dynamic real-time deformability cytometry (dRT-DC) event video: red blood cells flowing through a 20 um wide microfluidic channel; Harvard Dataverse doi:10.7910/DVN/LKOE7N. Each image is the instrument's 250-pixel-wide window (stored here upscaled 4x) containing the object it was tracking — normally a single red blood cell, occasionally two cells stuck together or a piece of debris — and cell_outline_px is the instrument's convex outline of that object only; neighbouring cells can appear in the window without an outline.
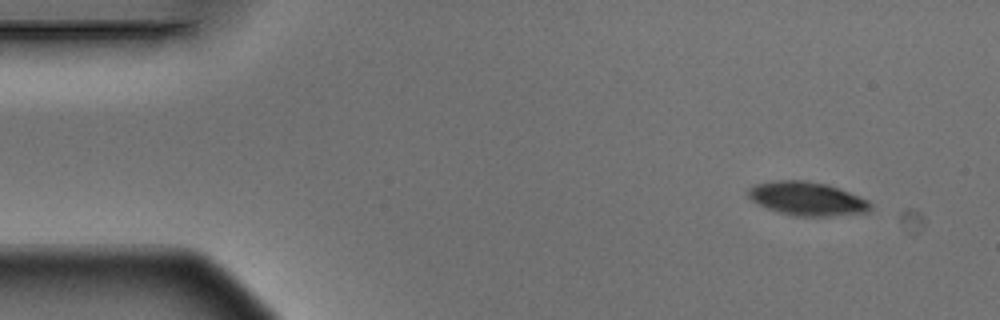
{"species": "Egyptian fruit bat (a non-hibernating species)", "species_latin": "Rousettus aegyptiacus", "temperature_condition": "warm", "stored_images_in_passage": 3, "camera_frame_rate_fps": 3000, "um_per_image_px": 0.085, "animal": {"sex": "male"}, "frame": {"image": 1, "passage_image": 1, "time_ms": 0.0, "image_size_px": [1000, 320], "cell_outline_px": [[872, 208], [868, 212], [824, 216], [796, 216], [780, 212], [768, 208], [752, 200], [748, 196], [748, 188], [756, 184], [776, 180], [804, 180], [824, 184], [848, 192], [868, 200], [872, 204]], "centroid_in_image_um": [68.6, 16.88], "position_along_channel_um": 16.4, "area_um2": 23.52}}